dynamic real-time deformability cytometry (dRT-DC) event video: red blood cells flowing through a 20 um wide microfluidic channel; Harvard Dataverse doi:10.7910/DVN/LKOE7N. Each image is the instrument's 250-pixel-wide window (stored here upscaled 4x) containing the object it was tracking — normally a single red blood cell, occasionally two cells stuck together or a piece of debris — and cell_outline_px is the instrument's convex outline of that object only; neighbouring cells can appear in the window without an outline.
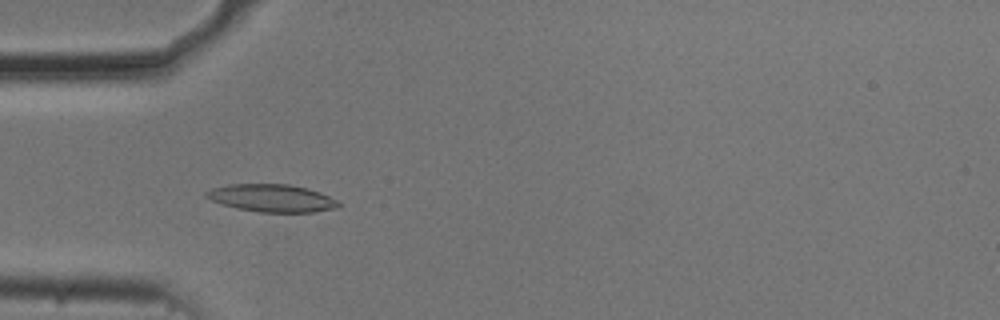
{"species": "common noctule bat (a hibernating species)", "species_latin": "Nyctalus noctula", "temperature_condition": "cold", "stored_images_in_passage": 55, "camera_frame_rate_fps": 3000, "um_per_image_px": 0.085, "animal": {"sex": "male", "body_mass_g": 20.5, "forearm_length_mm": 52.5}, "frame": {"image": 1, "passage_image": 17, "time_ms": 5.333, "image_size_px": [1000, 320], "cell_outline_px": [[344, 204], [336, 208], [312, 212], [260, 212], [236, 208], [212, 200], [204, 196], [204, 192], [212, 188], [228, 184], [288, 184], [308, 188], [320, 192]], "centroid_in_image_um": [23.12, 16.83], "position_along_channel_um": 61.9, "area_um2": 21.27}}
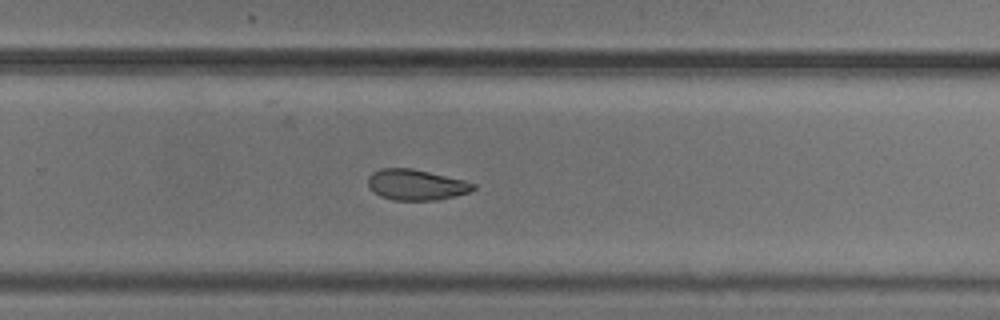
{"frame": {"image": 2, "passage_image": 36, "time_ms": 11.667, "image_size_px": [1000, 320], "cell_outline_px": [[476, 188], [468, 192], [440, 200], [392, 200], [380, 196], [368, 188], [368, 176], [372, 172], [380, 168], [412, 168], [464, 180], [476, 184]], "centroid_in_image_um": [35.34, 15.7], "position_along_channel_um": 294.5, "area_um2": 18.96}}
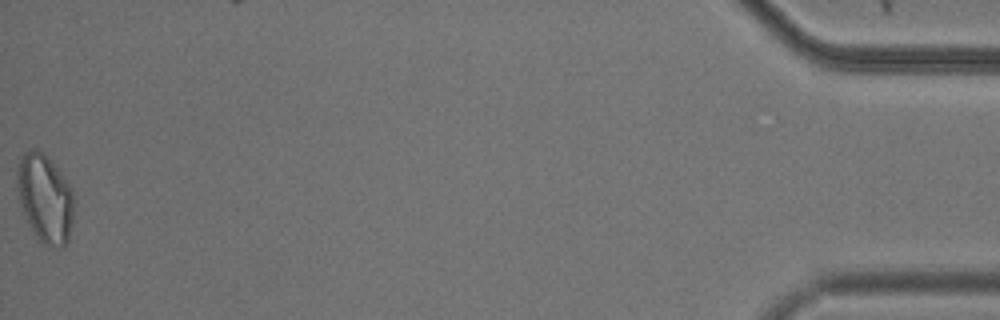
{"frame": {"image": 3, "passage_image": 55, "time_ms": 18.0, "image_size_px": [1000, 320], "cell_outline_px": [[76, 200], [72, 224], [68, 240], [64, 248], [48, 248], [36, 236], [28, 224], [20, 204], [16, 188], [16, 172], [20, 160], [24, 152], [32, 148], [36, 148], [56, 168], [72, 188]], "centroid_in_image_um": [3.84, 16.92], "position_along_channel_um": 431.4, "area_um2": 29.59}, "authors_computed_cell_mechanics": {"area_um2": 20.519, "velocity_mm_per_s": 3.6886, "shape_relaxation_time_tau1_ms": null, "shape_relaxation_time_tau2_ms": 4.4075, "deformation_change_tau1": null, "deformation_change_tau2": 0.0892}}